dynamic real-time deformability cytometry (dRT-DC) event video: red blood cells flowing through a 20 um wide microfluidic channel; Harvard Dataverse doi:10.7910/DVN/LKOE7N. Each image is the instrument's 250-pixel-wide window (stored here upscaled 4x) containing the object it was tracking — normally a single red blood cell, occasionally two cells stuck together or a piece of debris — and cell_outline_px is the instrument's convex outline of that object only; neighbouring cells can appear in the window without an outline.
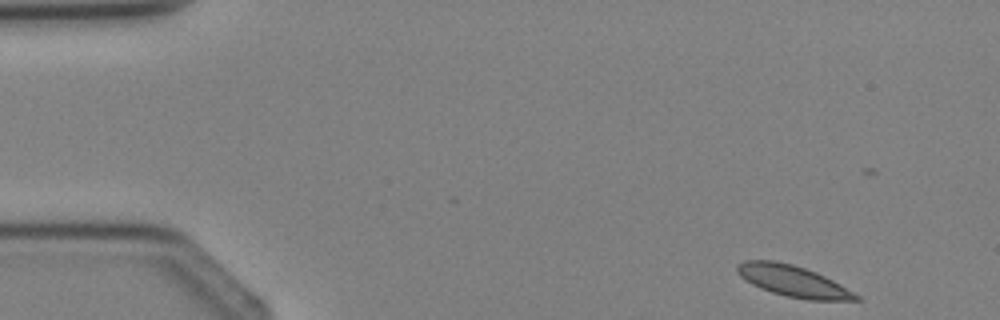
{"species": "Egyptian fruit bat (a non-hibernating species)", "species_latin": "Rousettus aegyptiacus", "temperature_condition": "cold", "stored_images_in_passage": 3, "camera_frame_rate_fps": 3000, "um_per_image_px": 0.085, "animal": {"sex": "female"}, "frame": {"image": 1, "passage_image": 1, "time_ms": 0.0, "image_size_px": [1000, 320], "cell_outline_px": [[864, 300], [808, 300], [788, 296], [772, 292], [760, 288], [752, 284], [740, 276], [736, 272], [736, 264], [744, 260], [776, 260], [792, 264], [816, 272], [840, 284], [860, 296]], "centroid_in_image_um": [67.39, 23.88], "position_along_channel_um": 17.6, "area_um2": 21.56}}
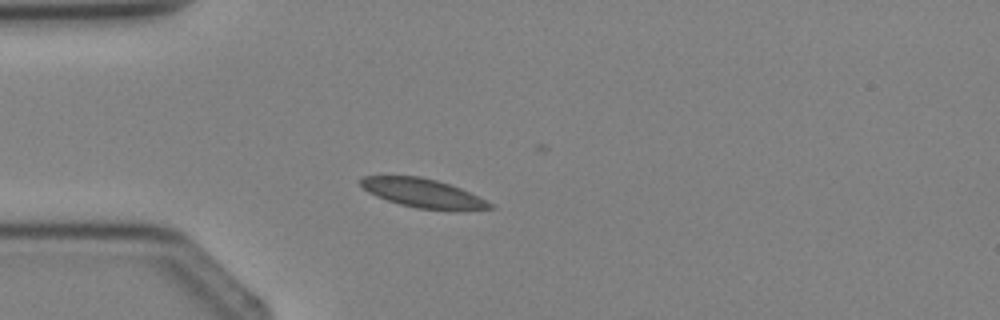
{"frame": {"image": 2, "passage_image": 3, "time_ms": 2.333, "image_size_px": [1000, 320], "cell_outline_px": [[496, 208], [456, 212], [416, 208], [400, 204], [376, 196], [368, 192], [360, 184], [360, 176], [420, 176], [436, 180], [460, 188], [492, 204]], "centroid_in_image_um": [35.97, 16.44], "position_along_channel_um": 49.0, "area_um2": 21.91}}